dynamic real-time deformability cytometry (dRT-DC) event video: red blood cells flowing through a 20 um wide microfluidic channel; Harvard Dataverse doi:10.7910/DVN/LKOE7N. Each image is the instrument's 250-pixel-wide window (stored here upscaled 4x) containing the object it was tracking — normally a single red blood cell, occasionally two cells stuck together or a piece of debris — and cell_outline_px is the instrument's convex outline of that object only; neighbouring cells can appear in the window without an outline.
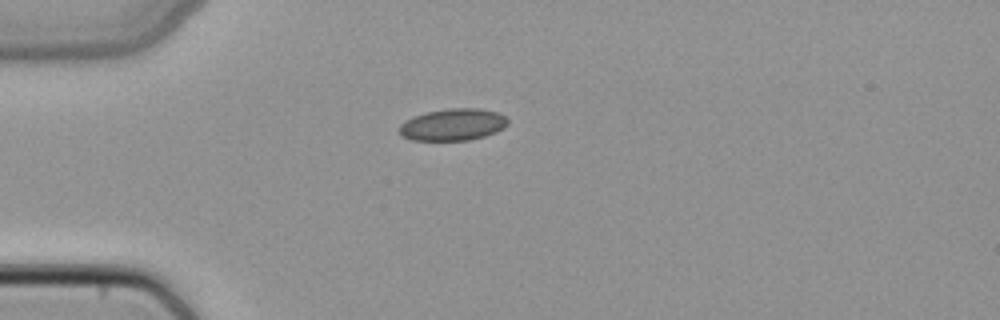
{"species": "common noctule bat (a hibernating species)", "species_latin": "Nyctalus noctula", "temperature_condition": "cold", "stored_images_in_passage": 1, "camera_frame_rate_fps": 3000, "um_per_image_px": 0.085, "animal": {"sex": "female", "body_mass_g": 22.7, "forearm_length_mm": 54.2}, "frame": {"image": 1, "passage_image": 1, "time_ms": 0.0, "image_size_px": [1000, 320], "cell_outline_px": [[508, 124], [504, 128], [496, 132], [484, 136], [468, 140], [412, 140], [404, 136], [400, 132], [400, 124], [412, 116], [428, 112], [448, 108], [480, 108], [500, 112], [508, 120]], "centroid_in_image_um": [38.54, 10.58], "position_along_channel_um": 46.5, "area_um2": 20.17}}